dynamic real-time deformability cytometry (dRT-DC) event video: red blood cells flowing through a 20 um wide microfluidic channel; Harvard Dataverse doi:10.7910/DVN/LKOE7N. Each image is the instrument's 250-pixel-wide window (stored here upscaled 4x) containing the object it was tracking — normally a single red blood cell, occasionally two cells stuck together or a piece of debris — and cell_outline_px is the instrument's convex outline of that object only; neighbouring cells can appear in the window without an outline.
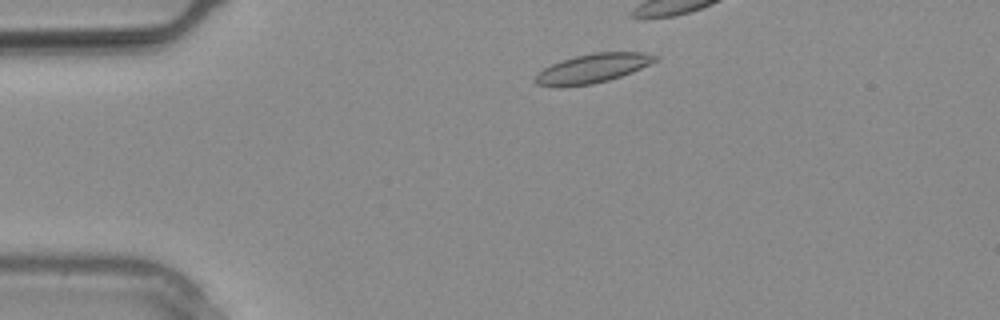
{"species": "common noctule bat (a hibernating species)", "species_latin": "Nyctalus noctula", "temperature_condition": "warm", "stored_images_in_passage": 9, "camera_frame_rate_fps": 3000, "um_per_image_px": 0.085, "animal": {"sex": "male", "body_mass_g": 20.4}, "frame": {"image": 1, "passage_image": 2, "time_ms": 0.333, "image_size_px": [1000, 320], "cell_outline_px": [[660, 56], [656, 60], [632, 72], [608, 80], [592, 84], [560, 88], [536, 84], [532, 80], [544, 68], [552, 64], [576, 56], [596, 52], [644, 52]], "centroid_in_image_um": [50.35, 5.82], "position_along_channel_um": 34.6, "area_um2": 20.23}}